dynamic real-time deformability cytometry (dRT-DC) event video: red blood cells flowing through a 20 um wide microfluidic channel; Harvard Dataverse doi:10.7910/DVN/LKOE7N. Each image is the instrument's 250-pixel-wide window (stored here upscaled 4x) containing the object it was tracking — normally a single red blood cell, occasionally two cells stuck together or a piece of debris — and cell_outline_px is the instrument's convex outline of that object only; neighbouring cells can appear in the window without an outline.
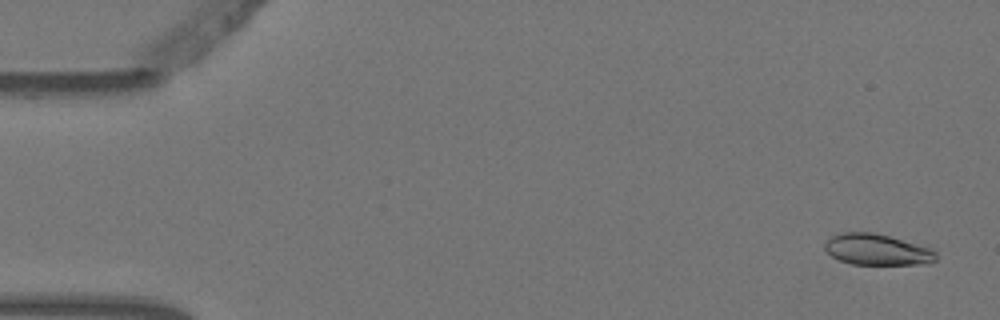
{"species": "Egyptian fruit bat (a non-hibernating species)", "species_latin": "Rousettus aegyptiacus", "temperature_condition": "warm", "stored_images_in_passage": 7, "camera_frame_rate_fps": 3000, "um_per_image_px": 0.085, "animal": {"sex": "female"}, "frame": {"image": 1, "passage_image": 1, "time_ms": 0.0, "image_size_px": [1000, 320], "cell_outline_px": [[936, 260], [928, 264], [852, 264], [840, 260], [832, 256], [824, 248], [824, 244], [832, 236], [840, 232], [872, 232], [888, 236], [932, 248], [936, 252]], "centroid_in_image_um": [74.56, 21.21], "position_along_channel_um": 10.4, "area_um2": 20.06}}
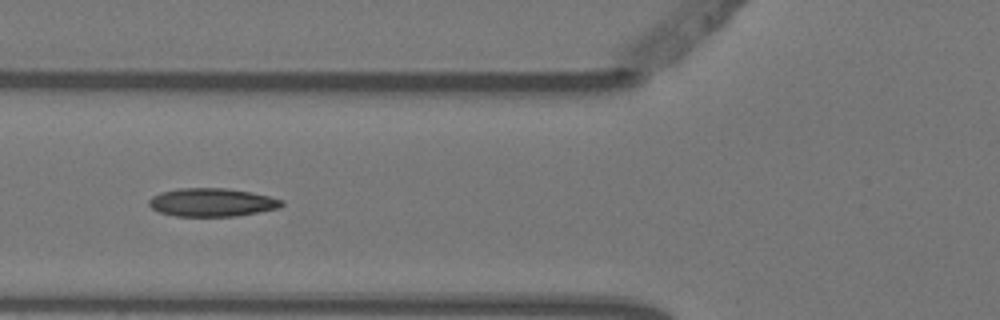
{"frame": {"image": 2, "passage_image": 6, "time_ms": 1.667, "image_size_px": [1000, 320], "cell_outline_px": [[284, 204], [280, 208], [236, 216], [176, 216], [160, 212], [152, 208], [148, 204], [148, 200], [152, 196], [160, 192], [180, 188], [224, 188], [252, 192], [284, 200]], "centroid_in_image_um": [18.02, 17.2], "position_along_channel_um": 107.8, "area_um2": 21.91}}
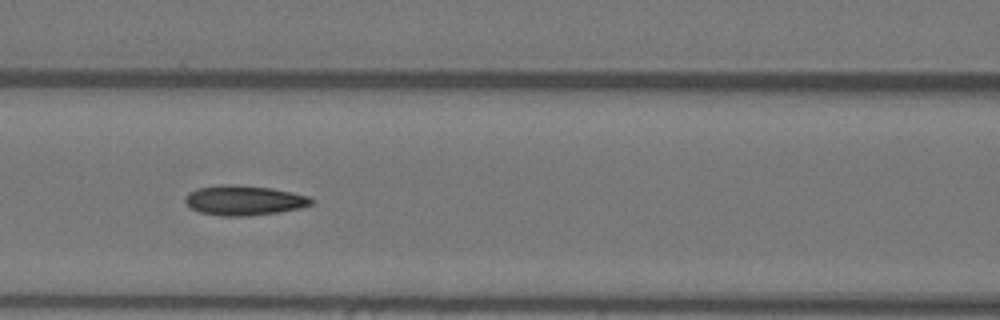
{"frame": {"image": 3, "passage_image": 7, "time_ms": 2.0, "image_size_px": [1000, 320], "cell_outline_px": [[312, 204], [300, 208], [276, 212], [248, 216], [220, 216], [200, 212], [192, 208], [184, 200], [184, 196], [188, 192], [196, 188], [220, 184], [232, 184], [272, 188], [292, 192], [308, 196], [312, 200]], "centroid_in_image_um": [20.7, 17.02], "position_along_channel_um": 145.9, "area_um2": 21.96}}